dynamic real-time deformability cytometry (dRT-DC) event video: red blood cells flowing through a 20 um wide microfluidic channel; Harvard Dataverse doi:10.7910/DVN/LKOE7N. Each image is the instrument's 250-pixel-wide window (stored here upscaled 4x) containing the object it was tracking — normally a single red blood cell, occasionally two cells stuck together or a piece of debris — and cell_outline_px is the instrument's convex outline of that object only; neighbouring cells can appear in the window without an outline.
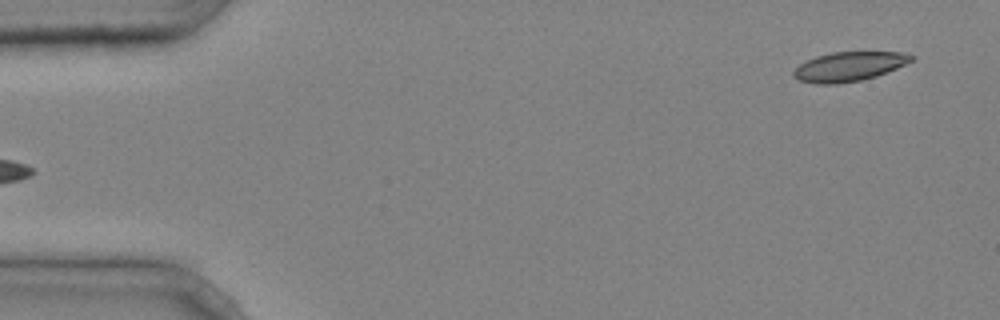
{"species": "common noctule bat (a hibernating species)", "species_latin": "Nyctalus noctula", "temperature_condition": "cold", "stored_images_in_passage": 4, "segment_of_instrument_passage": [2, 2], "camera_frame_rate_fps": 3000, "um_per_image_px": 0.085, "animal": {"sex": "male", "body_mass_g": 20.4}, "frame": {"image": 1, "passage_image": 4, "time_ms": 1.0, "image_size_px": [1000, 320], "cell_outline_px": [[916, 56], [912, 60], [896, 68], [876, 76], [860, 80], [836, 84], [816, 84], [800, 80], [792, 76], [792, 72], [800, 64], [816, 56], [832, 52], [900, 52]], "centroid_in_image_um": [72.14, 5.65], "position_along_channel_um": 12.9, "area_um2": 19.94}}